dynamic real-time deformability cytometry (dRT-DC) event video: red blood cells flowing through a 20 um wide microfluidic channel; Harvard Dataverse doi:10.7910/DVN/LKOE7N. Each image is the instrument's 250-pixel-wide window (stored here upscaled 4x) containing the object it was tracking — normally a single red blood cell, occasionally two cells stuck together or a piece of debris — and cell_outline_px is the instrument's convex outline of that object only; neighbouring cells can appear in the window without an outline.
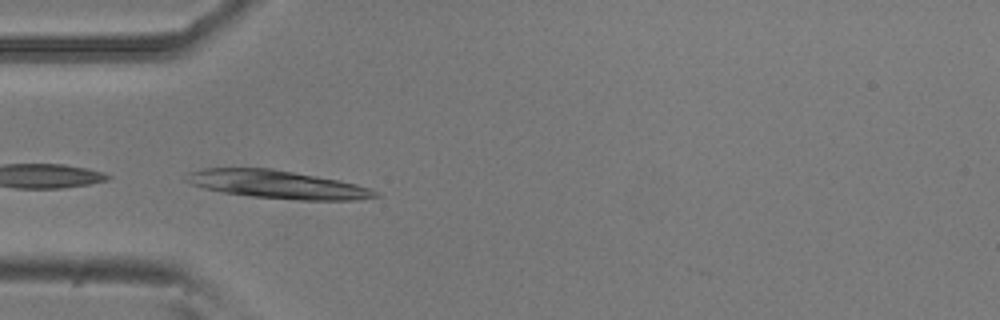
{"species": "common noctule bat (a hibernating species)", "species_latin": "Nyctalus noctula", "temperature_condition": "room temperature", "stored_images_in_passage": 9, "camera_frame_rate_fps": 3000, "um_per_image_px": 0.085, "animal": {"sex": "male", "body_mass_g": 20.5, "forearm_length_mm": 52.5}, "frame": {"image": 1, "passage_image": 6, "time_ms": 1.667, "image_size_px": [1000, 320], "cell_outline_px": [[380, 196], [352, 200], [300, 200], [252, 196], [220, 192], [204, 188], [192, 184], [184, 180], [188, 172], [204, 168], [272, 168], [340, 180], [356, 184], [380, 192]], "centroid_in_image_um": [23.56, 15.67], "position_along_channel_um": 61.4, "area_um2": 30.92}}